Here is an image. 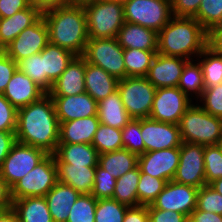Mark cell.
<instances>
[{"label": "cell", "mask_w": 222, "mask_h": 222, "mask_svg": "<svg viewBox=\"0 0 222 222\" xmlns=\"http://www.w3.org/2000/svg\"><path fill=\"white\" fill-rule=\"evenodd\" d=\"M189 219L192 222H222V215L214 212L197 210L195 208L190 214Z\"/></svg>", "instance_id": "cell-56"}, {"label": "cell", "mask_w": 222, "mask_h": 222, "mask_svg": "<svg viewBox=\"0 0 222 222\" xmlns=\"http://www.w3.org/2000/svg\"><path fill=\"white\" fill-rule=\"evenodd\" d=\"M207 36L195 18L173 16L158 32L157 53L193 60L207 47Z\"/></svg>", "instance_id": "cell-3"}, {"label": "cell", "mask_w": 222, "mask_h": 222, "mask_svg": "<svg viewBox=\"0 0 222 222\" xmlns=\"http://www.w3.org/2000/svg\"><path fill=\"white\" fill-rule=\"evenodd\" d=\"M42 12L33 6L23 9L11 17L0 18V50L8 46L25 28L34 24Z\"/></svg>", "instance_id": "cell-22"}, {"label": "cell", "mask_w": 222, "mask_h": 222, "mask_svg": "<svg viewBox=\"0 0 222 222\" xmlns=\"http://www.w3.org/2000/svg\"><path fill=\"white\" fill-rule=\"evenodd\" d=\"M140 178V168L128 171L123 176L116 179V185L112 199L127 207L138 206L137 185Z\"/></svg>", "instance_id": "cell-32"}, {"label": "cell", "mask_w": 222, "mask_h": 222, "mask_svg": "<svg viewBox=\"0 0 222 222\" xmlns=\"http://www.w3.org/2000/svg\"><path fill=\"white\" fill-rule=\"evenodd\" d=\"M58 182L72 186L80 194H91L96 167L56 163Z\"/></svg>", "instance_id": "cell-27"}, {"label": "cell", "mask_w": 222, "mask_h": 222, "mask_svg": "<svg viewBox=\"0 0 222 222\" xmlns=\"http://www.w3.org/2000/svg\"><path fill=\"white\" fill-rule=\"evenodd\" d=\"M97 199L92 194H80L71 207L67 222H95Z\"/></svg>", "instance_id": "cell-38"}, {"label": "cell", "mask_w": 222, "mask_h": 222, "mask_svg": "<svg viewBox=\"0 0 222 222\" xmlns=\"http://www.w3.org/2000/svg\"><path fill=\"white\" fill-rule=\"evenodd\" d=\"M12 210L20 222H54L45 197L13 200Z\"/></svg>", "instance_id": "cell-30"}, {"label": "cell", "mask_w": 222, "mask_h": 222, "mask_svg": "<svg viewBox=\"0 0 222 222\" xmlns=\"http://www.w3.org/2000/svg\"><path fill=\"white\" fill-rule=\"evenodd\" d=\"M97 116L101 124L118 129H122L132 119L123 106L118 90L98 102Z\"/></svg>", "instance_id": "cell-29"}, {"label": "cell", "mask_w": 222, "mask_h": 222, "mask_svg": "<svg viewBox=\"0 0 222 222\" xmlns=\"http://www.w3.org/2000/svg\"><path fill=\"white\" fill-rule=\"evenodd\" d=\"M59 123L97 116L98 102L84 92L71 96H51Z\"/></svg>", "instance_id": "cell-17"}, {"label": "cell", "mask_w": 222, "mask_h": 222, "mask_svg": "<svg viewBox=\"0 0 222 222\" xmlns=\"http://www.w3.org/2000/svg\"><path fill=\"white\" fill-rule=\"evenodd\" d=\"M138 157V155L123 148L100 154L98 165L113 175L115 179H118L138 166Z\"/></svg>", "instance_id": "cell-31"}, {"label": "cell", "mask_w": 222, "mask_h": 222, "mask_svg": "<svg viewBox=\"0 0 222 222\" xmlns=\"http://www.w3.org/2000/svg\"><path fill=\"white\" fill-rule=\"evenodd\" d=\"M124 49L116 38H89L83 57L118 80L126 78Z\"/></svg>", "instance_id": "cell-7"}, {"label": "cell", "mask_w": 222, "mask_h": 222, "mask_svg": "<svg viewBox=\"0 0 222 222\" xmlns=\"http://www.w3.org/2000/svg\"><path fill=\"white\" fill-rule=\"evenodd\" d=\"M194 18L207 32L214 26L222 24V0H201Z\"/></svg>", "instance_id": "cell-40"}, {"label": "cell", "mask_w": 222, "mask_h": 222, "mask_svg": "<svg viewBox=\"0 0 222 222\" xmlns=\"http://www.w3.org/2000/svg\"><path fill=\"white\" fill-rule=\"evenodd\" d=\"M59 131L60 123L52 97L48 93L18 109L16 142L54 154L59 144Z\"/></svg>", "instance_id": "cell-1"}, {"label": "cell", "mask_w": 222, "mask_h": 222, "mask_svg": "<svg viewBox=\"0 0 222 222\" xmlns=\"http://www.w3.org/2000/svg\"><path fill=\"white\" fill-rule=\"evenodd\" d=\"M49 43L83 56L89 39L84 6L60 5L42 12Z\"/></svg>", "instance_id": "cell-2"}, {"label": "cell", "mask_w": 222, "mask_h": 222, "mask_svg": "<svg viewBox=\"0 0 222 222\" xmlns=\"http://www.w3.org/2000/svg\"><path fill=\"white\" fill-rule=\"evenodd\" d=\"M156 89L146 77H126L118 83L123 106L132 119L149 117Z\"/></svg>", "instance_id": "cell-9"}, {"label": "cell", "mask_w": 222, "mask_h": 222, "mask_svg": "<svg viewBox=\"0 0 222 222\" xmlns=\"http://www.w3.org/2000/svg\"><path fill=\"white\" fill-rule=\"evenodd\" d=\"M205 180L210 184L222 178V149L219 144L204 146Z\"/></svg>", "instance_id": "cell-43"}, {"label": "cell", "mask_w": 222, "mask_h": 222, "mask_svg": "<svg viewBox=\"0 0 222 222\" xmlns=\"http://www.w3.org/2000/svg\"><path fill=\"white\" fill-rule=\"evenodd\" d=\"M196 61H199L202 67L205 88L222 83V56L207 46Z\"/></svg>", "instance_id": "cell-35"}, {"label": "cell", "mask_w": 222, "mask_h": 222, "mask_svg": "<svg viewBox=\"0 0 222 222\" xmlns=\"http://www.w3.org/2000/svg\"><path fill=\"white\" fill-rule=\"evenodd\" d=\"M196 209L222 215V195L206 184L199 188Z\"/></svg>", "instance_id": "cell-45"}, {"label": "cell", "mask_w": 222, "mask_h": 222, "mask_svg": "<svg viewBox=\"0 0 222 222\" xmlns=\"http://www.w3.org/2000/svg\"><path fill=\"white\" fill-rule=\"evenodd\" d=\"M28 2L30 6L38 8L41 12H44L55 6L69 4V0H28Z\"/></svg>", "instance_id": "cell-57"}, {"label": "cell", "mask_w": 222, "mask_h": 222, "mask_svg": "<svg viewBox=\"0 0 222 222\" xmlns=\"http://www.w3.org/2000/svg\"><path fill=\"white\" fill-rule=\"evenodd\" d=\"M121 133L124 149L138 156L145 153V145L141 134V119H131V121L121 129Z\"/></svg>", "instance_id": "cell-42"}, {"label": "cell", "mask_w": 222, "mask_h": 222, "mask_svg": "<svg viewBox=\"0 0 222 222\" xmlns=\"http://www.w3.org/2000/svg\"><path fill=\"white\" fill-rule=\"evenodd\" d=\"M166 183L164 179H159L140 171L137 185L138 206L150 205L164 189Z\"/></svg>", "instance_id": "cell-37"}, {"label": "cell", "mask_w": 222, "mask_h": 222, "mask_svg": "<svg viewBox=\"0 0 222 222\" xmlns=\"http://www.w3.org/2000/svg\"><path fill=\"white\" fill-rule=\"evenodd\" d=\"M48 43V28L41 16L34 24L20 32L3 51L18 63L23 58L41 52Z\"/></svg>", "instance_id": "cell-13"}, {"label": "cell", "mask_w": 222, "mask_h": 222, "mask_svg": "<svg viewBox=\"0 0 222 222\" xmlns=\"http://www.w3.org/2000/svg\"><path fill=\"white\" fill-rule=\"evenodd\" d=\"M180 161V147L145 152L138 157L140 171L153 177L173 180Z\"/></svg>", "instance_id": "cell-16"}, {"label": "cell", "mask_w": 222, "mask_h": 222, "mask_svg": "<svg viewBox=\"0 0 222 222\" xmlns=\"http://www.w3.org/2000/svg\"><path fill=\"white\" fill-rule=\"evenodd\" d=\"M98 0H69L70 5L85 6Z\"/></svg>", "instance_id": "cell-60"}, {"label": "cell", "mask_w": 222, "mask_h": 222, "mask_svg": "<svg viewBox=\"0 0 222 222\" xmlns=\"http://www.w3.org/2000/svg\"><path fill=\"white\" fill-rule=\"evenodd\" d=\"M86 62L83 56H75L67 65L66 70L53 83L48 94L50 96H71L86 92L84 81Z\"/></svg>", "instance_id": "cell-20"}, {"label": "cell", "mask_w": 222, "mask_h": 222, "mask_svg": "<svg viewBox=\"0 0 222 222\" xmlns=\"http://www.w3.org/2000/svg\"><path fill=\"white\" fill-rule=\"evenodd\" d=\"M194 61L196 60H188L186 62L185 66L183 67L177 87L190 98L193 95L192 98L194 99V97L196 96L195 98H197L198 100L205 87L203 81L202 67L199 61H197L198 63H195Z\"/></svg>", "instance_id": "cell-34"}, {"label": "cell", "mask_w": 222, "mask_h": 222, "mask_svg": "<svg viewBox=\"0 0 222 222\" xmlns=\"http://www.w3.org/2000/svg\"><path fill=\"white\" fill-rule=\"evenodd\" d=\"M187 61L182 57L164 56L157 53L146 78L156 88L177 87Z\"/></svg>", "instance_id": "cell-18"}, {"label": "cell", "mask_w": 222, "mask_h": 222, "mask_svg": "<svg viewBox=\"0 0 222 222\" xmlns=\"http://www.w3.org/2000/svg\"><path fill=\"white\" fill-rule=\"evenodd\" d=\"M12 204L11 187L0 175V211L4 212L12 209Z\"/></svg>", "instance_id": "cell-55"}, {"label": "cell", "mask_w": 222, "mask_h": 222, "mask_svg": "<svg viewBox=\"0 0 222 222\" xmlns=\"http://www.w3.org/2000/svg\"><path fill=\"white\" fill-rule=\"evenodd\" d=\"M128 208L112 198L97 199L95 222H123Z\"/></svg>", "instance_id": "cell-39"}, {"label": "cell", "mask_w": 222, "mask_h": 222, "mask_svg": "<svg viewBox=\"0 0 222 222\" xmlns=\"http://www.w3.org/2000/svg\"><path fill=\"white\" fill-rule=\"evenodd\" d=\"M57 182L58 175L54 154H48L11 187L12 199L44 197Z\"/></svg>", "instance_id": "cell-6"}, {"label": "cell", "mask_w": 222, "mask_h": 222, "mask_svg": "<svg viewBox=\"0 0 222 222\" xmlns=\"http://www.w3.org/2000/svg\"><path fill=\"white\" fill-rule=\"evenodd\" d=\"M199 188L168 181L164 189L151 203L155 209L170 210L185 214L188 218L196 208Z\"/></svg>", "instance_id": "cell-14"}, {"label": "cell", "mask_w": 222, "mask_h": 222, "mask_svg": "<svg viewBox=\"0 0 222 222\" xmlns=\"http://www.w3.org/2000/svg\"><path fill=\"white\" fill-rule=\"evenodd\" d=\"M115 185L116 179L113 175L97 165L91 194L96 199L112 198Z\"/></svg>", "instance_id": "cell-46"}, {"label": "cell", "mask_w": 222, "mask_h": 222, "mask_svg": "<svg viewBox=\"0 0 222 222\" xmlns=\"http://www.w3.org/2000/svg\"><path fill=\"white\" fill-rule=\"evenodd\" d=\"M182 142L217 145L222 140V118L210 115L193 103L179 121Z\"/></svg>", "instance_id": "cell-4"}, {"label": "cell", "mask_w": 222, "mask_h": 222, "mask_svg": "<svg viewBox=\"0 0 222 222\" xmlns=\"http://www.w3.org/2000/svg\"><path fill=\"white\" fill-rule=\"evenodd\" d=\"M30 7L28 0H0V18H8Z\"/></svg>", "instance_id": "cell-51"}, {"label": "cell", "mask_w": 222, "mask_h": 222, "mask_svg": "<svg viewBox=\"0 0 222 222\" xmlns=\"http://www.w3.org/2000/svg\"><path fill=\"white\" fill-rule=\"evenodd\" d=\"M46 92L19 69L5 88L4 97L17 109L39 100Z\"/></svg>", "instance_id": "cell-19"}, {"label": "cell", "mask_w": 222, "mask_h": 222, "mask_svg": "<svg viewBox=\"0 0 222 222\" xmlns=\"http://www.w3.org/2000/svg\"><path fill=\"white\" fill-rule=\"evenodd\" d=\"M158 33L139 24L125 22L117 34V41L123 49L136 48L157 51Z\"/></svg>", "instance_id": "cell-23"}, {"label": "cell", "mask_w": 222, "mask_h": 222, "mask_svg": "<svg viewBox=\"0 0 222 222\" xmlns=\"http://www.w3.org/2000/svg\"><path fill=\"white\" fill-rule=\"evenodd\" d=\"M0 222H20L16 213L10 209L0 213Z\"/></svg>", "instance_id": "cell-58"}, {"label": "cell", "mask_w": 222, "mask_h": 222, "mask_svg": "<svg viewBox=\"0 0 222 222\" xmlns=\"http://www.w3.org/2000/svg\"><path fill=\"white\" fill-rule=\"evenodd\" d=\"M198 99L195 103H201L199 106L203 110L210 115L222 118V83L205 88Z\"/></svg>", "instance_id": "cell-44"}, {"label": "cell", "mask_w": 222, "mask_h": 222, "mask_svg": "<svg viewBox=\"0 0 222 222\" xmlns=\"http://www.w3.org/2000/svg\"><path fill=\"white\" fill-rule=\"evenodd\" d=\"M84 81L86 93L97 102L118 90V79L104 69L87 62Z\"/></svg>", "instance_id": "cell-26"}, {"label": "cell", "mask_w": 222, "mask_h": 222, "mask_svg": "<svg viewBox=\"0 0 222 222\" xmlns=\"http://www.w3.org/2000/svg\"><path fill=\"white\" fill-rule=\"evenodd\" d=\"M18 109L0 94V132H15Z\"/></svg>", "instance_id": "cell-47"}, {"label": "cell", "mask_w": 222, "mask_h": 222, "mask_svg": "<svg viewBox=\"0 0 222 222\" xmlns=\"http://www.w3.org/2000/svg\"><path fill=\"white\" fill-rule=\"evenodd\" d=\"M123 222H150L148 205L129 207L125 213Z\"/></svg>", "instance_id": "cell-52"}, {"label": "cell", "mask_w": 222, "mask_h": 222, "mask_svg": "<svg viewBox=\"0 0 222 222\" xmlns=\"http://www.w3.org/2000/svg\"><path fill=\"white\" fill-rule=\"evenodd\" d=\"M84 10L89 38H116L125 23L123 1L98 0Z\"/></svg>", "instance_id": "cell-5"}, {"label": "cell", "mask_w": 222, "mask_h": 222, "mask_svg": "<svg viewBox=\"0 0 222 222\" xmlns=\"http://www.w3.org/2000/svg\"><path fill=\"white\" fill-rule=\"evenodd\" d=\"M207 46L222 56V24L214 26L207 36Z\"/></svg>", "instance_id": "cell-53"}, {"label": "cell", "mask_w": 222, "mask_h": 222, "mask_svg": "<svg viewBox=\"0 0 222 222\" xmlns=\"http://www.w3.org/2000/svg\"><path fill=\"white\" fill-rule=\"evenodd\" d=\"M100 125L98 116L78 118L60 123L59 143L92 144Z\"/></svg>", "instance_id": "cell-21"}, {"label": "cell", "mask_w": 222, "mask_h": 222, "mask_svg": "<svg viewBox=\"0 0 222 222\" xmlns=\"http://www.w3.org/2000/svg\"><path fill=\"white\" fill-rule=\"evenodd\" d=\"M125 22L139 24L158 33L173 17L171 0H124Z\"/></svg>", "instance_id": "cell-8"}, {"label": "cell", "mask_w": 222, "mask_h": 222, "mask_svg": "<svg viewBox=\"0 0 222 222\" xmlns=\"http://www.w3.org/2000/svg\"><path fill=\"white\" fill-rule=\"evenodd\" d=\"M18 69L29 76L46 92V73L43 66V50L39 53L23 58L18 63Z\"/></svg>", "instance_id": "cell-41"}, {"label": "cell", "mask_w": 222, "mask_h": 222, "mask_svg": "<svg viewBox=\"0 0 222 222\" xmlns=\"http://www.w3.org/2000/svg\"><path fill=\"white\" fill-rule=\"evenodd\" d=\"M141 134L145 152L180 147L182 144L179 126L151 118L141 119Z\"/></svg>", "instance_id": "cell-15"}, {"label": "cell", "mask_w": 222, "mask_h": 222, "mask_svg": "<svg viewBox=\"0 0 222 222\" xmlns=\"http://www.w3.org/2000/svg\"><path fill=\"white\" fill-rule=\"evenodd\" d=\"M71 51L48 43L43 49V66L46 73V93L53 86V83L66 70L67 65L75 57Z\"/></svg>", "instance_id": "cell-28"}, {"label": "cell", "mask_w": 222, "mask_h": 222, "mask_svg": "<svg viewBox=\"0 0 222 222\" xmlns=\"http://www.w3.org/2000/svg\"><path fill=\"white\" fill-rule=\"evenodd\" d=\"M204 145L182 142L180 161L173 181L201 188L206 185Z\"/></svg>", "instance_id": "cell-12"}, {"label": "cell", "mask_w": 222, "mask_h": 222, "mask_svg": "<svg viewBox=\"0 0 222 222\" xmlns=\"http://www.w3.org/2000/svg\"><path fill=\"white\" fill-rule=\"evenodd\" d=\"M92 145L96 148L99 155L123 149L121 129L100 123L95 132Z\"/></svg>", "instance_id": "cell-36"}, {"label": "cell", "mask_w": 222, "mask_h": 222, "mask_svg": "<svg viewBox=\"0 0 222 222\" xmlns=\"http://www.w3.org/2000/svg\"><path fill=\"white\" fill-rule=\"evenodd\" d=\"M201 0H171L174 17L194 18L200 7Z\"/></svg>", "instance_id": "cell-49"}, {"label": "cell", "mask_w": 222, "mask_h": 222, "mask_svg": "<svg viewBox=\"0 0 222 222\" xmlns=\"http://www.w3.org/2000/svg\"><path fill=\"white\" fill-rule=\"evenodd\" d=\"M156 54L157 51H145L136 48L124 49L126 77H146Z\"/></svg>", "instance_id": "cell-33"}, {"label": "cell", "mask_w": 222, "mask_h": 222, "mask_svg": "<svg viewBox=\"0 0 222 222\" xmlns=\"http://www.w3.org/2000/svg\"><path fill=\"white\" fill-rule=\"evenodd\" d=\"M48 154L37 147L16 142L0 168V175L12 187Z\"/></svg>", "instance_id": "cell-11"}, {"label": "cell", "mask_w": 222, "mask_h": 222, "mask_svg": "<svg viewBox=\"0 0 222 222\" xmlns=\"http://www.w3.org/2000/svg\"><path fill=\"white\" fill-rule=\"evenodd\" d=\"M18 69V64L3 50H0V94L5 91L8 82Z\"/></svg>", "instance_id": "cell-48"}, {"label": "cell", "mask_w": 222, "mask_h": 222, "mask_svg": "<svg viewBox=\"0 0 222 222\" xmlns=\"http://www.w3.org/2000/svg\"><path fill=\"white\" fill-rule=\"evenodd\" d=\"M219 145H220V147H221V149H222V140L220 141Z\"/></svg>", "instance_id": "cell-61"}, {"label": "cell", "mask_w": 222, "mask_h": 222, "mask_svg": "<svg viewBox=\"0 0 222 222\" xmlns=\"http://www.w3.org/2000/svg\"><path fill=\"white\" fill-rule=\"evenodd\" d=\"M193 102L192 98L178 87L157 88L149 118L178 125L181 117Z\"/></svg>", "instance_id": "cell-10"}, {"label": "cell", "mask_w": 222, "mask_h": 222, "mask_svg": "<svg viewBox=\"0 0 222 222\" xmlns=\"http://www.w3.org/2000/svg\"><path fill=\"white\" fill-rule=\"evenodd\" d=\"M15 143V132H0V168Z\"/></svg>", "instance_id": "cell-54"}, {"label": "cell", "mask_w": 222, "mask_h": 222, "mask_svg": "<svg viewBox=\"0 0 222 222\" xmlns=\"http://www.w3.org/2000/svg\"><path fill=\"white\" fill-rule=\"evenodd\" d=\"M80 193L72 186L57 182L44 196L54 222H67L71 207Z\"/></svg>", "instance_id": "cell-24"}, {"label": "cell", "mask_w": 222, "mask_h": 222, "mask_svg": "<svg viewBox=\"0 0 222 222\" xmlns=\"http://www.w3.org/2000/svg\"><path fill=\"white\" fill-rule=\"evenodd\" d=\"M150 222H186L188 217L185 214L170 210L155 209L151 204L148 205Z\"/></svg>", "instance_id": "cell-50"}, {"label": "cell", "mask_w": 222, "mask_h": 222, "mask_svg": "<svg viewBox=\"0 0 222 222\" xmlns=\"http://www.w3.org/2000/svg\"><path fill=\"white\" fill-rule=\"evenodd\" d=\"M99 153L92 144L59 143L54 153L56 163L96 167Z\"/></svg>", "instance_id": "cell-25"}, {"label": "cell", "mask_w": 222, "mask_h": 222, "mask_svg": "<svg viewBox=\"0 0 222 222\" xmlns=\"http://www.w3.org/2000/svg\"><path fill=\"white\" fill-rule=\"evenodd\" d=\"M209 185L222 195V178L214 180Z\"/></svg>", "instance_id": "cell-59"}]
</instances>
